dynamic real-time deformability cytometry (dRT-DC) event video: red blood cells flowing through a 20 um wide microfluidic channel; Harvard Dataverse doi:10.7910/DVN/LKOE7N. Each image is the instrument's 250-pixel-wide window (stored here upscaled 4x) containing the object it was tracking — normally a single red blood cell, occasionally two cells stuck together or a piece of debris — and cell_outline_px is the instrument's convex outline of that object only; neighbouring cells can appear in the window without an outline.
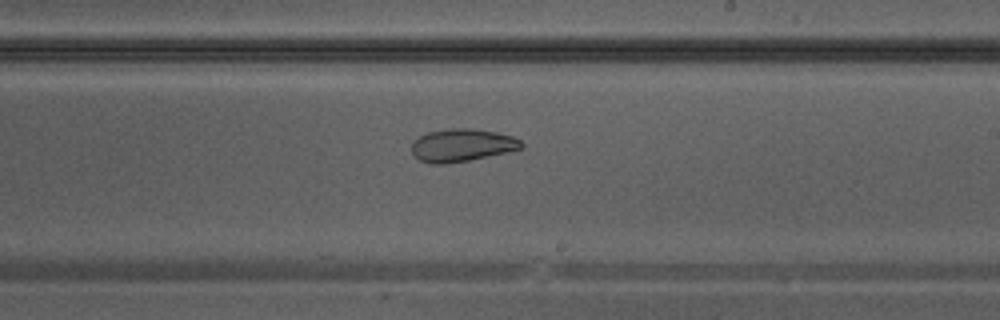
{"species": "Egyptian fruit bat (a non-hibernating species)", "species_latin": "Rousettus aegyptiacus", "temperature_condition": "warm", "stored_images_in_passage": 38, "camera_frame_rate_fps": 3000, "um_per_image_px": 0.085, "animal": {"sex": "male"}, "frame": {"image": 1, "passage_image": 22, "time_ms": 7.0, "image_size_px": [1000, 320], "cell_outline_px": [[524, 148], [508, 152], [468, 160], [444, 164], [428, 164], [420, 160], [412, 152], [412, 144], [420, 136], [428, 132], [452, 128], [472, 128], [496, 132], [512, 136], [520, 140], [524, 144]], "centroid_in_image_um": [39.29, 12.34], "position_along_channel_um": 249.7, "area_um2": 20.87}}